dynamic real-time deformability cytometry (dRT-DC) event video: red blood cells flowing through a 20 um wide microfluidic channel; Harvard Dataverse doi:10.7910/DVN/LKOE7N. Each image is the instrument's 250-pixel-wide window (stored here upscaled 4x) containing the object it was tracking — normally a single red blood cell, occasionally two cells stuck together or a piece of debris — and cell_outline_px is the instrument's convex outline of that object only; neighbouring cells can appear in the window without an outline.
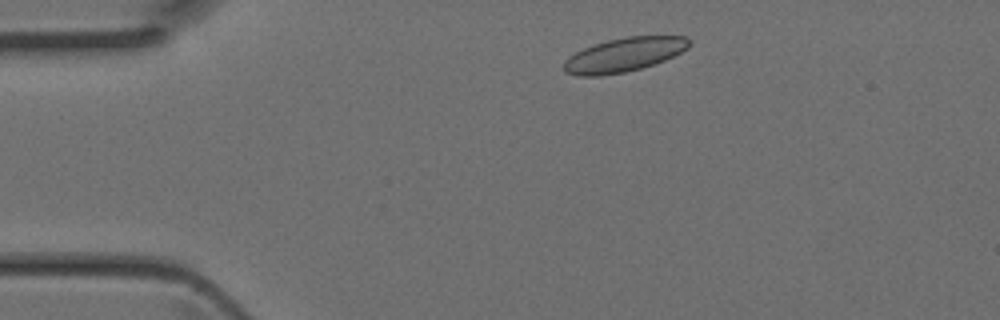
{"species": "Egyptian fruit bat (a non-hibernating species)", "species_latin": "Rousettus aegyptiacus", "temperature_condition": "room temperature", "stored_images_in_passage": 39, "camera_frame_rate_fps": 3000, "um_per_image_px": 0.085, "animal": {"sex": "female"}, "frame": {"image": 1, "passage_image": 3, "time_ms": 0.667, "image_size_px": [1000, 320], "cell_outline_px": [[692, 44], [688, 48], [664, 60], [640, 68], [624, 72], [600, 76], [580, 76], [564, 72], [564, 60], [568, 56], [584, 48], [608, 40], [628, 36], [684, 36], [692, 40]], "centroid_in_image_um": [53.04, 4.65], "position_along_channel_um": 32.0, "area_um2": 24.68}}
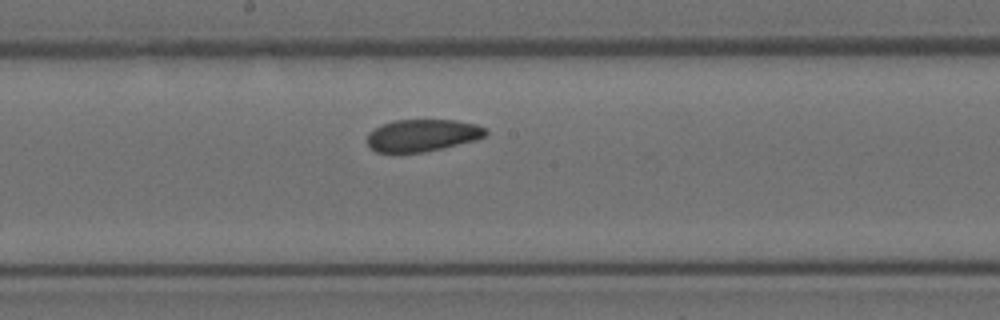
{"frame": {"image": 2, "passage_image": 18, "time_ms": 5.667, "image_size_px": [1000, 320], "cell_outline_px": [[488, 132], [484, 136], [476, 140], [424, 152], [376, 152], [368, 144], [368, 132], [380, 124], [396, 120], [456, 120], [476, 124], [484, 128]], "centroid_in_image_um": [35.89, 11.49], "position_along_channel_um": 212.3, "area_um2": 22.08}}
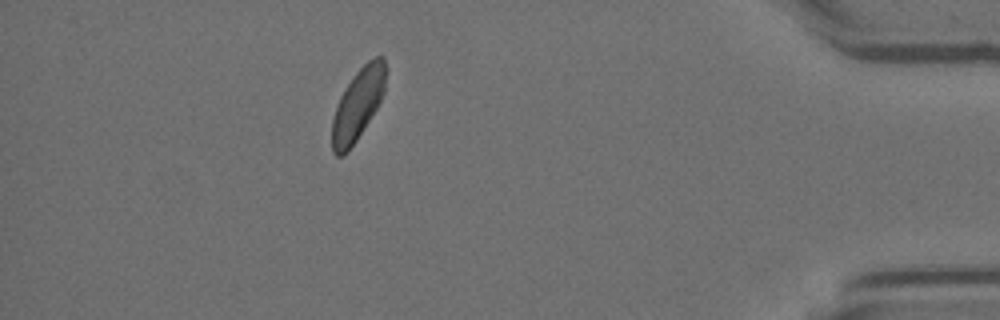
{"frame": {"image": 3, "passage_image": 34, "time_ms": 11.0, "image_size_px": [1000, 320], "cell_outline_px": [[388, 68], [384, 92], [376, 108], [356, 140], [348, 152], [344, 156], [336, 156], [332, 152], [332, 120], [340, 96], [356, 72], [368, 60], [376, 56], [384, 56]], "centroid_in_image_um": [30.44, 8.85], "position_along_channel_um": 404.8, "area_um2": 22.31}}